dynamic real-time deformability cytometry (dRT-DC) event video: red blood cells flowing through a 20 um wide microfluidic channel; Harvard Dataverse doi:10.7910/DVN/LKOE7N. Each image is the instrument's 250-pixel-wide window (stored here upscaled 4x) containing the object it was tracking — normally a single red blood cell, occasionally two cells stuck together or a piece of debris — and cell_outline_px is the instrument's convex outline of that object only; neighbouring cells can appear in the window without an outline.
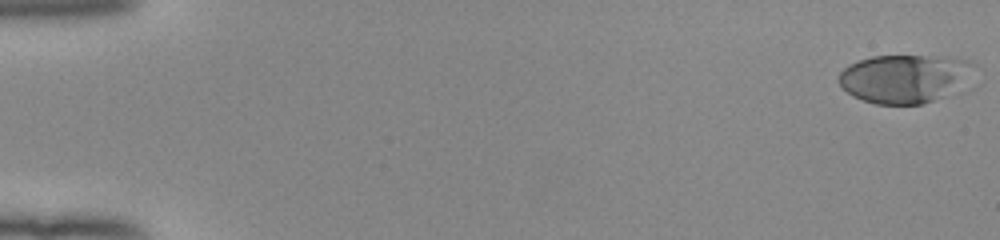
{"species": "human", "species_latin": "Homo sapiens", "temperature_condition": "room temperature", "stored_images_in_passage": 14, "camera_frame_rate_fps": 3000, "um_per_image_px": 0.085, "donor": {"sex": "female"}, "frame": {"image": 1, "passage_image": 1, "time_ms": 0.0, "image_size_px": [1000, 240], "cell_outline_px": [[976, 64], [952, 92], [944, 96], [924, 104], [876, 104], [852, 96], [836, 80], [840, 72], [848, 64], [872, 56], [948, 56], [968, 60]], "centroid_in_image_um": [76.82, 6.66], "position_along_channel_um": 8.2, "area_um2": 37.74}}